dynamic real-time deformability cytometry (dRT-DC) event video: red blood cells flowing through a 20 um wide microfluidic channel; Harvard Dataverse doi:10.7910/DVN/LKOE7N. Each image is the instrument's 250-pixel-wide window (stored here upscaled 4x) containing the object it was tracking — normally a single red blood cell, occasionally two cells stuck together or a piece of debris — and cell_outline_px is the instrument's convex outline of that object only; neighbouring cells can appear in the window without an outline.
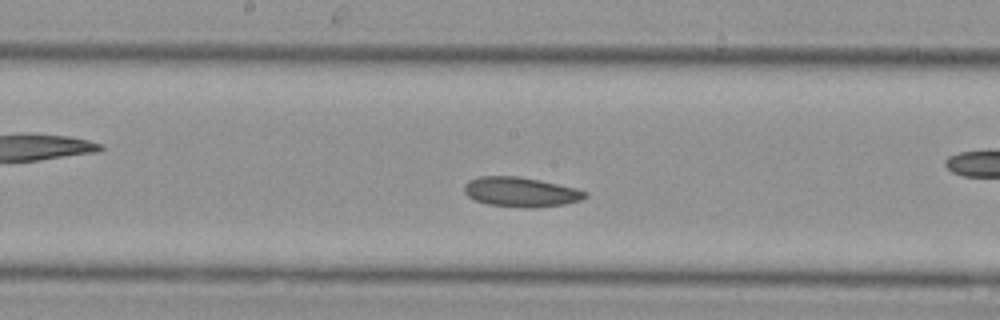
{"species": "Egyptian fruit bat (a non-hibernating species)", "species_latin": "Rousettus aegyptiacus", "temperature_condition": "cold", "stored_images_in_passage": 24, "camera_frame_rate_fps": 3000, "um_per_image_px": 0.085, "animal": {"sex": "female"}, "frame": {"image": 1, "passage_image": 11, "time_ms": 3.333, "image_size_px": [1000, 320], "cell_outline_px": [[588, 196], [580, 200], [564, 204], [532, 208], [520, 208], [488, 204], [476, 200], [468, 196], [464, 192], [464, 184], [468, 180], [480, 176], [516, 176], [540, 180], [576, 188], [588, 192]], "centroid_in_image_um": [44.26, 16.32], "position_along_channel_um": 203.9, "area_um2": 20.98}}